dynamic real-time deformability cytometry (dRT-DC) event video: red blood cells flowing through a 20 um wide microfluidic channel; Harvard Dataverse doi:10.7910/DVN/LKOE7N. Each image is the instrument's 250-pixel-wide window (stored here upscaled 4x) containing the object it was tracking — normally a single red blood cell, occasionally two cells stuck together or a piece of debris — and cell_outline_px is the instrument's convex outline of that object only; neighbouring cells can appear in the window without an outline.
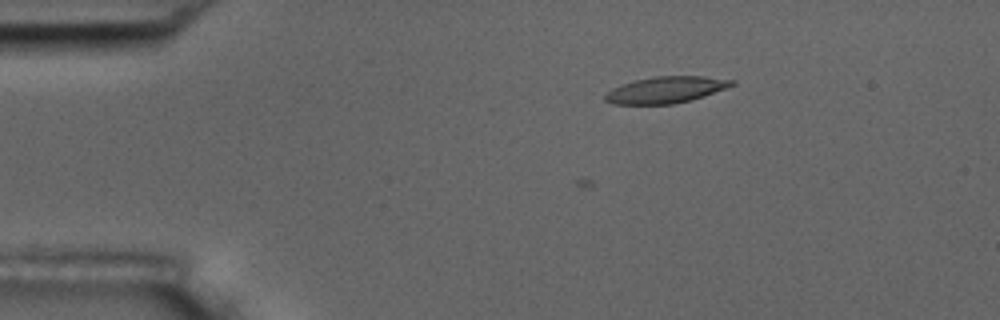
{"species": "common noctule bat (a hibernating species)", "species_latin": "Nyctalus noctula", "temperature_condition": "room temperature", "stored_images_in_passage": 9, "camera_frame_rate_fps": 3000, "um_per_image_px": 0.085, "animal": {"sex": "male", "body_mass_g": 17.5, "forearm_length_mm": 52.3}, "frame": {"image": 1, "passage_image": 4, "time_ms": 1.0, "image_size_px": [1000, 320], "cell_outline_px": [[736, 84], [704, 96], [692, 100], [672, 104], [616, 104], [604, 100], [604, 96], [612, 88], [620, 84], [636, 80], [656, 76], [704, 76], [736, 80]], "centroid_in_image_um": [56.62, 7.63], "position_along_channel_um": 28.4, "area_um2": 19.54}}
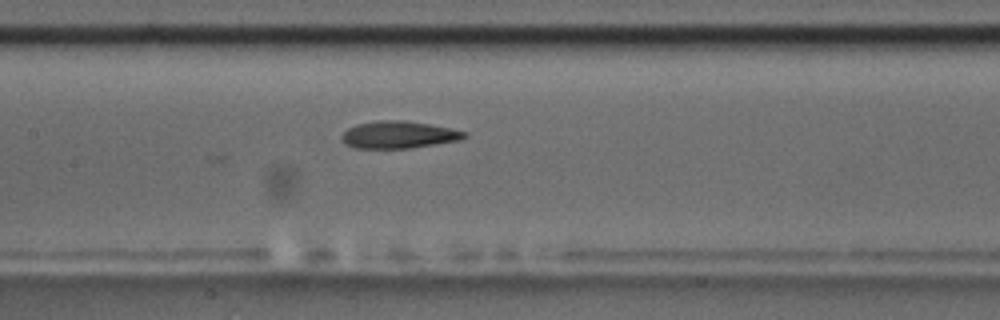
{"frame": {"image": 2, "passage_image": 9, "time_ms": 2.667, "image_size_px": [1000, 320], "cell_outline_px": [[468, 136], [460, 140], [412, 148], [356, 148], [344, 144], [340, 136], [348, 128], [356, 124], [376, 120], [404, 120], [452, 128], [468, 132]], "centroid_in_image_um": [33.89, 11.45], "position_along_channel_um": 173.5, "area_um2": 19.65}}